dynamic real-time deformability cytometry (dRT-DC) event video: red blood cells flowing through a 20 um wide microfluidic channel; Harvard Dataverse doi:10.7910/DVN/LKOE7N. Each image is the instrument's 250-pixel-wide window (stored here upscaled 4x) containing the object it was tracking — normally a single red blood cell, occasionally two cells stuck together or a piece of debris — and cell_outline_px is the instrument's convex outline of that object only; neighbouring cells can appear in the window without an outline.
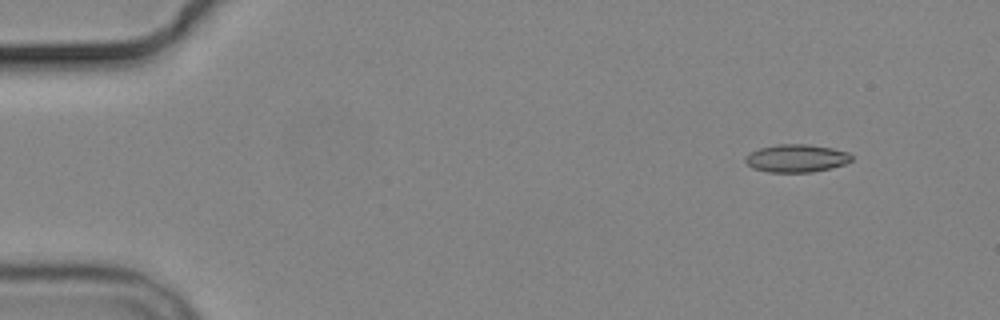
{"species": "common noctule bat (a hibernating species)", "species_latin": "Nyctalus noctula", "temperature_condition": "cold", "stored_images_in_passage": 4, "camera_frame_rate_fps": 3000, "um_per_image_px": 0.085, "animal": {"sex": "male", "body_mass_g": 19.2, "forearm_length_mm": 51.8}, "frame": {"image": 1, "passage_image": 1, "time_ms": 0.0, "image_size_px": [1000, 320], "cell_outline_px": [[852, 160], [844, 164], [832, 168], [812, 172], [768, 172], [752, 168], [744, 160], [744, 156], [760, 148], [776, 144], [808, 144], [832, 148], [848, 152], [852, 156]], "centroid_in_image_um": [67.69, 13.45], "position_along_channel_um": 17.3, "area_um2": 17.28}}
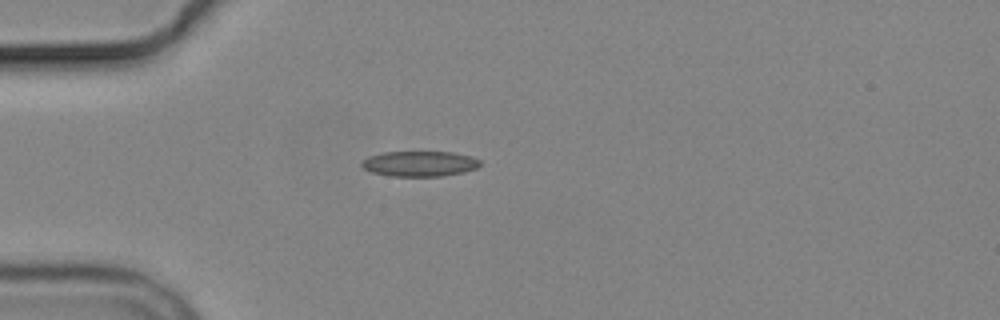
{"frame": {"image": 2, "passage_image": 4, "time_ms": 3.333, "image_size_px": [1000, 320], "cell_outline_px": [[480, 164], [476, 168], [464, 172], [444, 176], [388, 176], [372, 172], [364, 168], [360, 164], [368, 156], [384, 152], [452, 152], [472, 156], [480, 160]], "centroid_in_image_um": [35.68, 13.92], "position_along_channel_um": 49.3, "area_um2": 17.51}}